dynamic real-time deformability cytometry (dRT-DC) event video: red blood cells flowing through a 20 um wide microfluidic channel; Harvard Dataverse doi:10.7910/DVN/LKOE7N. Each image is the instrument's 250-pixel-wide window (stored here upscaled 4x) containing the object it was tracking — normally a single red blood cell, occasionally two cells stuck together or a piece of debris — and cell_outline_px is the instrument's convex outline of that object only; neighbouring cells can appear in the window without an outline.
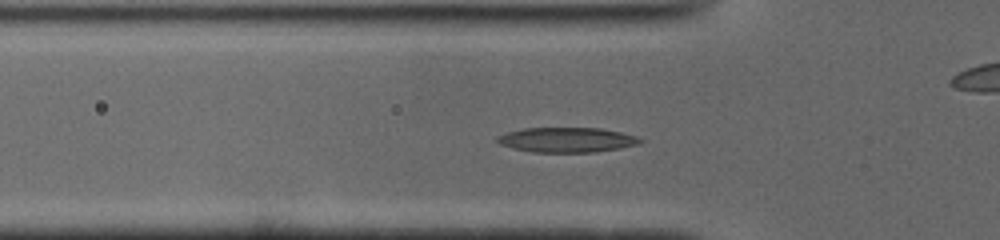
{"species": "common noctule bat (a hibernating species)", "species_latin": "Nyctalus noctula", "temperature_condition": "cold", "stored_images_in_passage": 33, "camera_frame_rate_fps": 3000, "um_per_image_px": 0.085, "animal": {"sex": "male", "body_mass_g": 19.0, "forearm_length_mm": 50.8}, "frame": {"image": 1, "passage_image": 5, "time_ms": 1.333, "image_size_px": [1000, 240], "cell_outline_px": [[644, 140], [640, 144], [620, 148], [596, 152], [532, 152], [512, 148], [500, 144], [496, 140], [496, 136], [508, 132], [524, 128], [600, 128], [620, 132], [636, 136]], "centroid_in_image_um": [48.19, 11.89], "position_along_channel_um": 77.6, "area_um2": 20.75}}
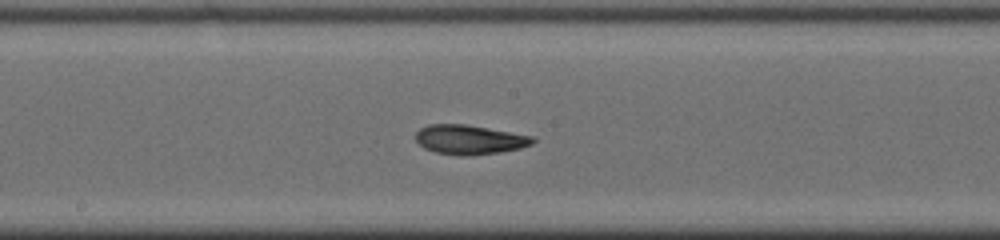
{"frame": {"image": 2, "passage_image": 15, "time_ms": 4.667, "image_size_px": [1000, 240], "cell_outline_px": [[536, 140], [532, 144], [520, 148], [500, 152], [468, 156], [460, 156], [436, 152], [424, 148], [416, 140], [416, 132], [420, 128], [428, 124], [464, 124], [536, 136]], "centroid_in_image_um": [39.93, 11.87], "position_along_channel_um": 208.3, "area_um2": 20.17}}
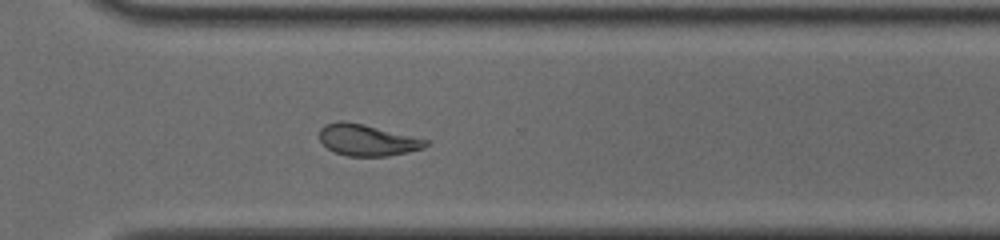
{"frame": {"image": 3, "passage_image": 25, "time_ms": 8.0, "image_size_px": [1000, 240], "cell_outline_px": [[428, 144], [424, 148], [408, 152], [388, 156], [348, 156], [336, 152], [328, 148], [320, 140], [320, 128], [324, 124], [340, 120], [344, 120], [364, 124], [428, 140]], "centroid_in_image_um": [31.2, 11.9], "position_along_channel_um": 339.4, "area_um2": 19.36}, "authors_computed_cell_mechanics": {"area_um2": 19.9988, "velocity_mm_per_s": 3.9236, "shape_relaxation_time_tau1_ms": 5.1394, "shape_relaxation_time_tau2_ms": 2.502, "deformation_change_tau1": 0.1831, "deformation_change_tau2": 0.0947}}